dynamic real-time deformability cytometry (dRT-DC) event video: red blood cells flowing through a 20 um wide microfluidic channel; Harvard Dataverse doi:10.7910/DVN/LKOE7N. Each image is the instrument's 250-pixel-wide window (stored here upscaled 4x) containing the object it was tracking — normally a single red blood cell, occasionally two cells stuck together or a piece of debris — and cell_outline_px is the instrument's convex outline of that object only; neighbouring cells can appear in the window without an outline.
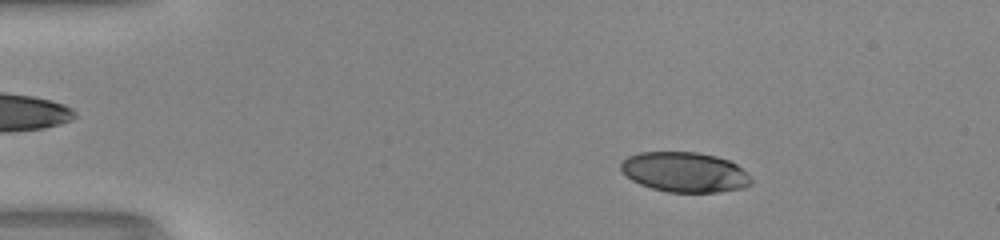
{"species": "human", "species_latin": "Homo sapiens", "temperature_condition": "room temperature", "stored_images_in_passage": 51, "camera_frame_rate_fps": 3000, "um_per_image_px": 0.085, "donor": {"sex": "male"}, "frame": {"image": 1, "passage_image": 9, "time_ms": 2.667, "image_size_px": [1000, 240], "cell_outline_px": [[752, 184], [744, 188], [716, 192], [668, 192], [652, 188], [640, 184], [632, 180], [620, 168], [620, 164], [628, 156], [640, 152], [696, 152], [716, 156], [728, 160], [736, 164], [752, 180]], "centroid_in_image_um": [58.2, 14.63], "position_along_channel_um": 26.8, "area_um2": 30.17}}
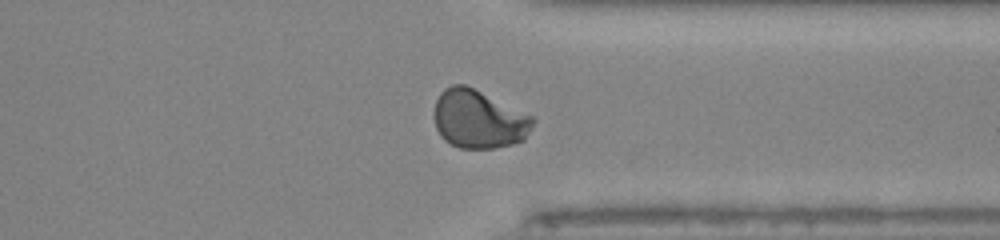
{"frame": {"image": 2, "passage_image": 40, "time_ms": 13.0, "image_size_px": [1000, 240], "cell_outline_px": [[536, 120], [532, 128], [524, 140], [512, 144], [496, 148], [460, 148], [444, 140], [440, 136], [436, 128], [432, 116], [432, 112], [436, 100], [440, 92], [444, 88], [452, 84], [464, 84], [532, 116]], "centroid_in_image_um": [40.65, 10.14], "position_along_channel_um": 370.8, "area_um2": 33.76}}
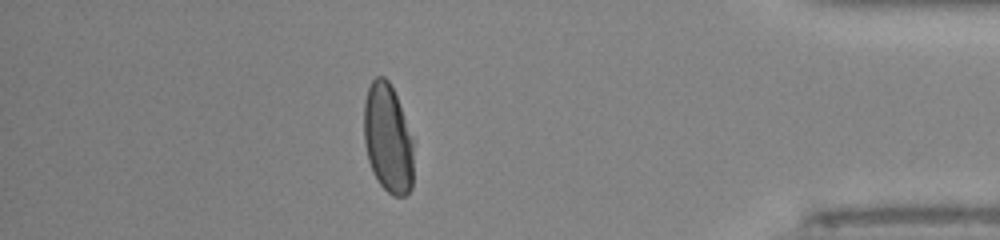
{"frame": {"image": 3, "passage_image": 45, "time_ms": 14.667, "image_size_px": [1000, 240], "cell_outline_px": [[412, 188], [404, 196], [392, 196], [380, 184], [372, 172], [368, 160], [364, 144], [364, 100], [368, 88], [372, 80], [376, 76], [384, 76], [388, 80], [396, 96], [412, 136]], "centroid_in_image_um": [32.95, 11.77], "position_along_channel_um": 402.3, "area_um2": 31.5}, "authors_computed_cell_mechanics": {"area_um2": 32.368, "velocity_mm_per_s": 4.1326, "shape_relaxation_time_tau1_ms": 5.0923, "shape_relaxation_time_tau2_ms": 0.9005, "deformation_change_tau1": 0.1878, "deformation_change_tau2": 0.04}}